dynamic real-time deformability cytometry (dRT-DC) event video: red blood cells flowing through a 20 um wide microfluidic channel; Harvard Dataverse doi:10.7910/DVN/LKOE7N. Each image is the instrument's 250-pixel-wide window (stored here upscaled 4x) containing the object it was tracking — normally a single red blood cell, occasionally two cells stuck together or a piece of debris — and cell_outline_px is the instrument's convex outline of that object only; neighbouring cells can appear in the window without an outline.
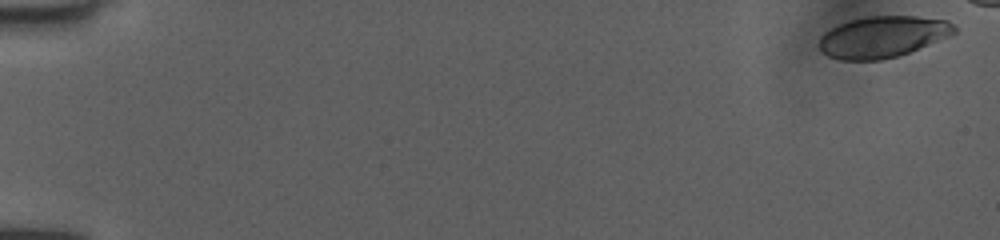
{"species": "human", "species_latin": "Homo sapiens", "temperature_condition": "room temperature", "stored_images_in_passage": 43, "camera_frame_rate_fps": 3000, "um_per_image_px": 0.085, "donor": {"sex": "female"}, "frame": {"image": 1, "passage_image": 1, "time_ms": 0.0, "image_size_px": [1000, 240], "cell_outline_px": [[956, 32], [948, 36], [900, 56], [880, 60], [840, 60], [828, 56], [820, 48], [820, 36], [824, 32], [840, 24], [852, 20], [868, 16], [916, 16], [948, 20], [956, 28]], "centroid_in_image_um": [75.03, 3.13], "position_along_channel_um": 10.0, "area_um2": 32.37}}
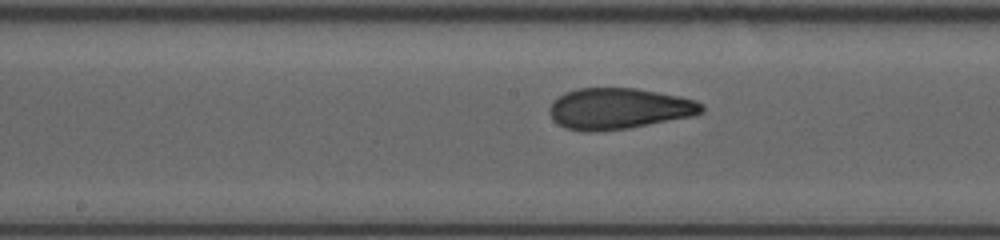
{"frame": {"image": 2, "passage_image": 23, "time_ms": 7.333, "image_size_px": [1000, 240], "cell_outline_px": [[704, 112], [696, 116], [628, 128], [592, 132], [584, 132], [564, 128], [552, 120], [548, 112], [548, 108], [552, 100], [564, 92], [580, 88], [636, 88], [696, 100], [704, 104]], "centroid_in_image_um": [52.57, 9.24], "position_along_channel_um": 195.6, "area_um2": 36.88}}
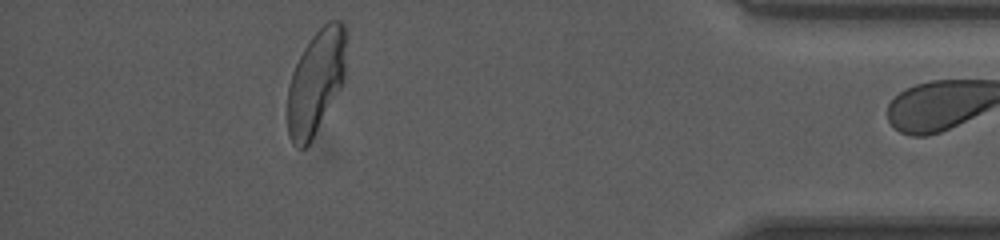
{"frame": {"image": 3, "passage_image": 42, "time_ms": 13.667, "image_size_px": [1000, 240], "cell_outline_px": [[344, 80], [340, 88], [308, 144], [304, 148], [300, 148], [292, 140], [288, 132], [288, 84], [292, 72], [304, 48], [312, 36], [328, 20], [340, 20], [344, 24]], "centroid_in_image_um": [26.83, 6.92], "position_along_channel_um": 408.4, "area_um2": 34.51}}